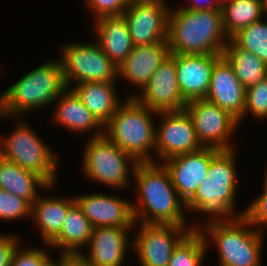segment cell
Segmentation results:
<instances>
[{
  "mask_svg": "<svg viewBox=\"0 0 267 266\" xmlns=\"http://www.w3.org/2000/svg\"><path fill=\"white\" fill-rule=\"evenodd\" d=\"M237 151V148L220 150L211 159L207 176L186 203L188 215L196 213L192 218L196 216L195 220L190 222L192 230H199L211 222L234 221L245 215L246 207L239 210L236 204L240 189Z\"/></svg>",
  "mask_w": 267,
  "mask_h": 266,
  "instance_id": "obj_1",
  "label": "cell"
},
{
  "mask_svg": "<svg viewBox=\"0 0 267 266\" xmlns=\"http://www.w3.org/2000/svg\"><path fill=\"white\" fill-rule=\"evenodd\" d=\"M132 178L135 222L191 226L186 203L179 197L162 163L138 162Z\"/></svg>",
  "mask_w": 267,
  "mask_h": 266,
  "instance_id": "obj_2",
  "label": "cell"
},
{
  "mask_svg": "<svg viewBox=\"0 0 267 266\" xmlns=\"http://www.w3.org/2000/svg\"><path fill=\"white\" fill-rule=\"evenodd\" d=\"M171 6L167 39L170 53L223 54L229 38L223 29L221 9L192 10Z\"/></svg>",
  "mask_w": 267,
  "mask_h": 266,
  "instance_id": "obj_3",
  "label": "cell"
},
{
  "mask_svg": "<svg viewBox=\"0 0 267 266\" xmlns=\"http://www.w3.org/2000/svg\"><path fill=\"white\" fill-rule=\"evenodd\" d=\"M0 91V112L13 117H28L48 107L67 88L58 57L46 59L22 74Z\"/></svg>",
  "mask_w": 267,
  "mask_h": 266,
  "instance_id": "obj_4",
  "label": "cell"
},
{
  "mask_svg": "<svg viewBox=\"0 0 267 266\" xmlns=\"http://www.w3.org/2000/svg\"><path fill=\"white\" fill-rule=\"evenodd\" d=\"M25 119L26 117H13L0 112V120L13 121L12 131L9 134L1 132L0 135L2 157L23 169L37 173L50 185L58 184L61 156L49 143H45L46 140Z\"/></svg>",
  "mask_w": 267,
  "mask_h": 266,
  "instance_id": "obj_5",
  "label": "cell"
},
{
  "mask_svg": "<svg viewBox=\"0 0 267 266\" xmlns=\"http://www.w3.org/2000/svg\"><path fill=\"white\" fill-rule=\"evenodd\" d=\"M198 231L205 239L208 254L213 247L216 249L218 266H263L266 234L244 216L234 221L207 223Z\"/></svg>",
  "mask_w": 267,
  "mask_h": 266,
  "instance_id": "obj_6",
  "label": "cell"
},
{
  "mask_svg": "<svg viewBox=\"0 0 267 266\" xmlns=\"http://www.w3.org/2000/svg\"><path fill=\"white\" fill-rule=\"evenodd\" d=\"M158 113L127 98L104 126V135L137 162H155Z\"/></svg>",
  "mask_w": 267,
  "mask_h": 266,
  "instance_id": "obj_7",
  "label": "cell"
},
{
  "mask_svg": "<svg viewBox=\"0 0 267 266\" xmlns=\"http://www.w3.org/2000/svg\"><path fill=\"white\" fill-rule=\"evenodd\" d=\"M86 139L79 164L83 178L118 193L131 188L138 162L104 134Z\"/></svg>",
  "mask_w": 267,
  "mask_h": 266,
  "instance_id": "obj_8",
  "label": "cell"
},
{
  "mask_svg": "<svg viewBox=\"0 0 267 266\" xmlns=\"http://www.w3.org/2000/svg\"><path fill=\"white\" fill-rule=\"evenodd\" d=\"M67 88L83 82H119L116 66L97 41H70L57 48Z\"/></svg>",
  "mask_w": 267,
  "mask_h": 266,
  "instance_id": "obj_9",
  "label": "cell"
},
{
  "mask_svg": "<svg viewBox=\"0 0 267 266\" xmlns=\"http://www.w3.org/2000/svg\"><path fill=\"white\" fill-rule=\"evenodd\" d=\"M184 109L192 119L197 140L202 147L218 150L237 148L233 138L237 137L235 133L242 126L231 113L205 98L187 102Z\"/></svg>",
  "mask_w": 267,
  "mask_h": 266,
  "instance_id": "obj_10",
  "label": "cell"
},
{
  "mask_svg": "<svg viewBox=\"0 0 267 266\" xmlns=\"http://www.w3.org/2000/svg\"><path fill=\"white\" fill-rule=\"evenodd\" d=\"M191 231V226L135 222L130 255L139 266H168L173 250Z\"/></svg>",
  "mask_w": 267,
  "mask_h": 266,
  "instance_id": "obj_11",
  "label": "cell"
},
{
  "mask_svg": "<svg viewBox=\"0 0 267 266\" xmlns=\"http://www.w3.org/2000/svg\"><path fill=\"white\" fill-rule=\"evenodd\" d=\"M155 162L202 148L187 111L159 112L156 119Z\"/></svg>",
  "mask_w": 267,
  "mask_h": 266,
  "instance_id": "obj_12",
  "label": "cell"
},
{
  "mask_svg": "<svg viewBox=\"0 0 267 266\" xmlns=\"http://www.w3.org/2000/svg\"><path fill=\"white\" fill-rule=\"evenodd\" d=\"M168 0H132L123 16L134 46L149 45L168 39Z\"/></svg>",
  "mask_w": 267,
  "mask_h": 266,
  "instance_id": "obj_13",
  "label": "cell"
},
{
  "mask_svg": "<svg viewBox=\"0 0 267 266\" xmlns=\"http://www.w3.org/2000/svg\"><path fill=\"white\" fill-rule=\"evenodd\" d=\"M75 202L84 215L95 227L134 228L135 219L132 210V199L103 191L73 194Z\"/></svg>",
  "mask_w": 267,
  "mask_h": 266,
  "instance_id": "obj_14",
  "label": "cell"
},
{
  "mask_svg": "<svg viewBox=\"0 0 267 266\" xmlns=\"http://www.w3.org/2000/svg\"><path fill=\"white\" fill-rule=\"evenodd\" d=\"M132 246L133 228L95 227L81 255L95 266H132L126 260Z\"/></svg>",
  "mask_w": 267,
  "mask_h": 266,
  "instance_id": "obj_15",
  "label": "cell"
},
{
  "mask_svg": "<svg viewBox=\"0 0 267 266\" xmlns=\"http://www.w3.org/2000/svg\"><path fill=\"white\" fill-rule=\"evenodd\" d=\"M220 150L202 147L196 152L179 154L162 162L179 197L187 203L208 174L211 159Z\"/></svg>",
  "mask_w": 267,
  "mask_h": 266,
  "instance_id": "obj_16",
  "label": "cell"
},
{
  "mask_svg": "<svg viewBox=\"0 0 267 266\" xmlns=\"http://www.w3.org/2000/svg\"><path fill=\"white\" fill-rule=\"evenodd\" d=\"M134 98L157 113L184 110L187 102L181 95L175 60L170 55Z\"/></svg>",
  "mask_w": 267,
  "mask_h": 266,
  "instance_id": "obj_17",
  "label": "cell"
},
{
  "mask_svg": "<svg viewBox=\"0 0 267 266\" xmlns=\"http://www.w3.org/2000/svg\"><path fill=\"white\" fill-rule=\"evenodd\" d=\"M169 55L168 41L134 46L125 61L118 66V81L124 80L128 87L133 88L132 92L130 90L128 94L124 93L127 95L126 97H136Z\"/></svg>",
  "mask_w": 267,
  "mask_h": 266,
  "instance_id": "obj_18",
  "label": "cell"
},
{
  "mask_svg": "<svg viewBox=\"0 0 267 266\" xmlns=\"http://www.w3.org/2000/svg\"><path fill=\"white\" fill-rule=\"evenodd\" d=\"M53 112L49 117L51 123L71 135L97 137L104 134V126L96 119L90 110L82 103L71 88H66L53 102ZM89 135H88V134ZM87 134V135H86Z\"/></svg>",
  "mask_w": 267,
  "mask_h": 266,
  "instance_id": "obj_19",
  "label": "cell"
},
{
  "mask_svg": "<svg viewBox=\"0 0 267 266\" xmlns=\"http://www.w3.org/2000/svg\"><path fill=\"white\" fill-rule=\"evenodd\" d=\"M170 56L175 60L177 79L183 99L189 102L205 98L214 64L222 54L170 53Z\"/></svg>",
  "mask_w": 267,
  "mask_h": 266,
  "instance_id": "obj_20",
  "label": "cell"
},
{
  "mask_svg": "<svg viewBox=\"0 0 267 266\" xmlns=\"http://www.w3.org/2000/svg\"><path fill=\"white\" fill-rule=\"evenodd\" d=\"M246 89L230 63L221 56L214 64L206 100L231 113L243 124Z\"/></svg>",
  "mask_w": 267,
  "mask_h": 266,
  "instance_id": "obj_21",
  "label": "cell"
},
{
  "mask_svg": "<svg viewBox=\"0 0 267 266\" xmlns=\"http://www.w3.org/2000/svg\"><path fill=\"white\" fill-rule=\"evenodd\" d=\"M60 184L50 185L37 200L31 204V222L35 224L41 243L49 244L61 231L68 209L75 203L74 196L52 194L50 191ZM50 190V191H49ZM46 194V195H45Z\"/></svg>",
  "mask_w": 267,
  "mask_h": 266,
  "instance_id": "obj_22",
  "label": "cell"
},
{
  "mask_svg": "<svg viewBox=\"0 0 267 266\" xmlns=\"http://www.w3.org/2000/svg\"><path fill=\"white\" fill-rule=\"evenodd\" d=\"M92 22L90 37L116 66H120L134 47L124 16H106Z\"/></svg>",
  "mask_w": 267,
  "mask_h": 266,
  "instance_id": "obj_23",
  "label": "cell"
},
{
  "mask_svg": "<svg viewBox=\"0 0 267 266\" xmlns=\"http://www.w3.org/2000/svg\"><path fill=\"white\" fill-rule=\"evenodd\" d=\"M118 82H83L70 88L80 98L96 119L105 126L119 106L127 99L119 95ZM124 99V100H123Z\"/></svg>",
  "mask_w": 267,
  "mask_h": 266,
  "instance_id": "obj_24",
  "label": "cell"
},
{
  "mask_svg": "<svg viewBox=\"0 0 267 266\" xmlns=\"http://www.w3.org/2000/svg\"><path fill=\"white\" fill-rule=\"evenodd\" d=\"M93 226L75 202L65 217L60 233L48 244L55 254H79L87 247Z\"/></svg>",
  "mask_w": 267,
  "mask_h": 266,
  "instance_id": "obj_25",
  "label": "cell"
},
{
  "mask_svg": "<svg viewBox=\"0 0 267 266\" xmlns=\"http://www.w3.org/2000/svg\"><path fill=\"white\" fill-rule=\"evenodd\" d=\"M49 186L50 184L37 173L23 169L1 157L0 189L22 197L32 204Z\"/></svg>",
  "mask_w": 267,
  "mask_h": 266,
  "instance_id": "obj_26",
  "label": "cell"
},
{
  "mask_svg": "<svg viewBox=\"0 0 267 266\" xmlns=\"http://www.w3.org/2000/svg\"><path fill=\"white\" fill-rule=\"evenodd\" d=\"M222 56L230 63L245 89L267 78V65L253 53L236 46L230 39Z\"/></svg>",
  "mask_w": 267,
  "mask_h": 266,
  "instance_id": "obj_27",
  "label": "cell"
},
{
  "mask_svg": "<svg viewBox=\"0 0 267 266\" xmlns=\"http://www.w3.org/2000/svg\"><path fill=\"white\" fill-rule=\"evenodd\" d=\"M220 8L223 29L229 39L267 15L259 0H225Z\"/></svg>",
  "mask_w": 267,
  "mask_h": 266,
  "instance_id": "obj_28",
  "label": "cell"
},
{
  "mask_svg": "<svg viewBox=\"0 0 267 266\" xmlns=\"http://www.w3.org/2000/svg\"><path fill=\"white\" fill-rule=\"evenodd\" d=\"M205 239L198 230L191 231L173 250L168 266H205L208 261Z\"/></svg>",
  "mask_w": 267,
  "mask_h": 266,
  "instance_id": "obj_29",
  "label": "cell"
},
{
  "mask_svg": "<svg viewBox=\"0 0 267 266\" xmlns=\"http://www.w3.org/2000/svg\"><path fill=\"white\" fill-rule=\"evenodd\" d=\"M230 40L239 48L256 55L267 65V15L239 30Z\"/></svg>",
  "mask_w": 267,
  "mask_h": 266,
  "instance_id": "obj_30",
  "label": "cell"
},
{
  "mask_svg": "<svg viewBox=\"0 0 267 266\" xmlns=\"http://www.w3.org/2000/svg\"><path fill=\"white\" fill-rule=\"evenodd\" d=\"M246 116H250L257 124L267 120V78L246 89L244 123H247Z\"/></svg>",
  "mask_w": 267,
  "mask_h": 266,
  "instance_id": "obj_31",
  "label": "cell"
},
{
  "mask_svg": "<svg viewBox=\"0 0 267 266\" xmlns=\"http://www.w3.org/2000/svg\"><path fill=\"white\" fill-rule=\"evenodd\" d=\"M31 220V204L22 197L0 189V221L11 224Z\"/></svg>",
  "mask_w": 267,
  "mask_h": 266,
  "instance_id": "obj_32",
  "label": "cell"
},
{
  "mask_svg": "<svg viewBox=\"0 0 267 266\" xmlns=\"http://www.w3.org/2000/svg\"><path fill=\"white\" fill-rule=\"evenodd\" d=\"M24 245L25 244L21 243L17 247L11 266H41L51 255H53L49 253H52L53 249L46 243L41 244L43 247H38V244Z\"/></svg>",
  "mask_w": 267,
  "mask_h": 266,
  "instance_id": "obj_33",
  "label": "cell"
},
{
  "mask_svg": "<svg viewBox=\"0 0 267 266\" xmlns=\"http://www.w3.org/2000/svg\"><path fill=\"white\" fill-rule=\"evenodd\" d=\"M132 0H83L88 18L95 21L101 17L122 15ZM91 15V16H90Z\"/></svg>",
  "mask_w": 267,
  "mask_h": 266,
  "instance_id": "obj_34",
  "label": "cell"
},
{
  "mask_svg": "<svg viewBox=\"0 0 267 266\" xmlns=\"http://www.w3.org/2000/svg\"><path fill=\"white\" fill-rule=\"evenodd\" d=\"M257 197V198H256ZM246 206L244 217L253 227L267 234V190H263Z\"/></svg>",
  "mask_w": 267,
  "mask_h": 266,
  "instance_id": "obj_35",
  "label": "cell"
},
{
  "mask_svg": "<svg viewBox=\"0 0 267 266\" xmlns=\"http://www.w3.org/2000/svg\"><path fill=\"white\" fill-rule=\"evenodd\" d=\"M23 241L15 232L0 233V266H11L14 253Z\"/></svg>",
  "mask_w": 267,
  "mask_h": 266,
  "instance_id": "obj_36",
  "label": "cell"
},
{
  "mask_svg": "<svg viewBox=\"0 0 267 266\" xmlns=\"http://www.w3.org/2000/svg\"><path fill=\"white\" fill-rule=\"evenodd\" d=\"M182 3L183 5H179L192 10L221 9V4L217 0H184Z\"/></svg>",
  "mask_w": 267,
  "mask_h": 266,
  "instance_id": "obj_37",
  "label": "cell"
},
{
  "mask_svg": "<svg viewBox=\"0 0 267 266\" xmlns=\"http://www.w3.org/2000/svg\"><path fill=\"white\" fill-rule=\"evenodd\" d=\"M61 266H95L89 262L81 253L61 254Z\"/></svg>",
  "mask_w": 267,
  "mask_h": 266,
  "instance_id": "obj_38",
  "label": "cell"
},
{
  "mask_svg": "<svg viewBox=\"0 0 267 266\" xmlns=\"http://www.w3.org/2000/svg\"><path fill=\"white\" fill-rule=\"evenodd\" d=\"M59 255V256H58ZM55 255L53 254L41 265V266H61V253L58 254L56 253V256L58 257H54Z\"/></svg>",
  "mask_w": 267,
  "mask_h": 266,
  "instance_id": "obj_39",
  "label": "cell"
},
{
  "mask_svg": "<svg viewBox=\"0 0 267 266\" xmlns=\"http://www.w3.org/2000/svg\"><path fill=\"white\" fill-rule=\"evenodd\" d=\"M266 168H265V171H263L264 173V177H263V180H262V187L261 189L263 190H267V165H265Z\"/></svg>",
  "mask_w": 267,
  "mask_h": 266,
  "instance_id": "obj_40",
  "label": "cell"
},
{
  "mask_svg": "<svg viewBox=\"0 0 267 266\" xmlns=\"http://www.w3.org/2000/svg\"><path fill=\"white\" fill-rule=\"evenodd\" d=\"M262 4L264 12L267 14V0H259Z\"/></svg>",
  "mask_w": 267,
  "mask_h": 266,
  "instance_id": "obj_41",
  "label": "cell"
},
{
  "mask_svg": "<svg viewBox=\"0 0 267 266\" xmlns=\"http://www.w3.org/2000/svg\"><path fill=\"white\" fill-rule=\"evenodd\" d=\"M2 64V62L0 63V77H2L3 76V74H4V67L1 65ZM2 78H0V80H1Z\"/></svg>",
  "mask_w": 267,
  "mask_h": 266,
  "instance_id": "obj_42",
  "label": "cell"
},
{
  "mask_svg": "<svg viewBox=\"0 0 267 266\" xmlns=\"http://www.w3.org/2000/svg\"><path fill=\"white\" fill-rule=\"evenodd\" d=\"M220 4H222L225 0H217Z\"/></svg>",
  "mask_w": 267,
  "mask_h": 266,
  "instance_id": "obj_43",
  "label": "cell"
}]
</instances>
